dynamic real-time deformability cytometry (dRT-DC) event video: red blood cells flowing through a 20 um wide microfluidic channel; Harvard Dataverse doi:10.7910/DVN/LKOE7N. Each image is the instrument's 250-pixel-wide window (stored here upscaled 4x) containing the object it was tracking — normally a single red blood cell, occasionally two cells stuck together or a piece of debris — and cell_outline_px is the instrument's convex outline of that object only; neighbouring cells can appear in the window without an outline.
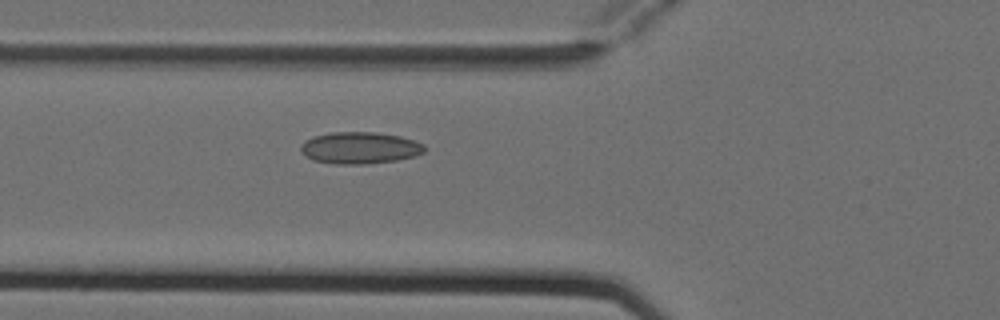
{"species": "Egyptian fruit bat (a non-hibernating species)", "species_latin": "Rousettus aegyptiacus", "temperature_condition": "cold", "stored_images_in_passage": 6, "camera_frame_rate_fps": 3000, "um_per_image_px": 0.085, "animal": {"sex": "female"}, "frame": {"image": 1, "passage_image": 6, "time_ms": 1.667, "image_size_px": [1000, 320], "cell_outline_px": [[424, 152], [416, 156], [396, 160], [364, 164], [332, 164], [312, 160], [300, 148], [300, 144], [304, 140], [312, 136], [332, 132], [372, 132], [400, 136], [424, 144]], "centroid_in_image_um": [30.56, 12.57], "position_along_channel_um": 95.2, "area_um2": 22.89}}